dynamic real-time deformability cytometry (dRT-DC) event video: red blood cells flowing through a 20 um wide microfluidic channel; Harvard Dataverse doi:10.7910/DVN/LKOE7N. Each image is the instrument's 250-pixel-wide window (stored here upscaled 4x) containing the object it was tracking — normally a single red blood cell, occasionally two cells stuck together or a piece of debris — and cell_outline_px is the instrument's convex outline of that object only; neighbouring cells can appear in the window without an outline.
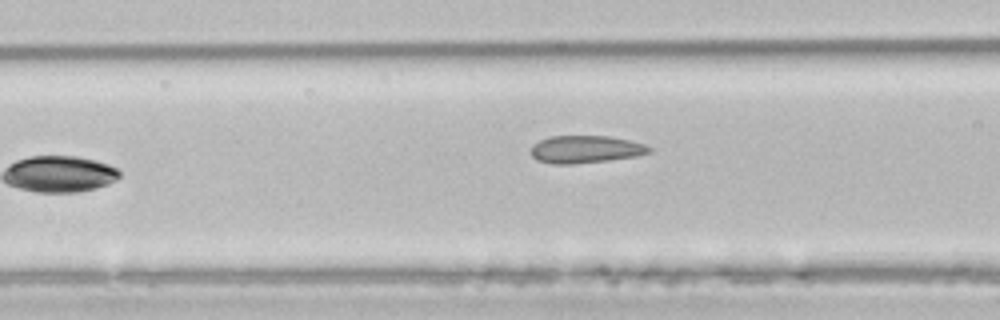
{"species": "common noctule bat (a hibernating species)", "species_latin": "Nyctalus noctula", "temperature_condition": "room temperature", "stored_images_in_passage": 5, "camera_frame_rate_fps": 3000, "um_per_image_px": 0.085, "animal": {"sex": "male", "body_mass_g": 21.5, "forearm_length_mm": 52.0}, "frame": {"image": 1, "passage_image": 5, "time_ms": 6.0, "image_size_px": [1000, 320], "cell_outline_px": [[652, 152], [636, 156], [608, 160], [572, 164], [552, 164], [536, 160], [532, 156], [532, 144], [548, 136], [608, 136], [628, 140], [644, 144], [652, 148]], "centroid_in_image_um": [49.75, 12.69], "position_along_channel_um": 116.8, "area_um2": 18.96}}